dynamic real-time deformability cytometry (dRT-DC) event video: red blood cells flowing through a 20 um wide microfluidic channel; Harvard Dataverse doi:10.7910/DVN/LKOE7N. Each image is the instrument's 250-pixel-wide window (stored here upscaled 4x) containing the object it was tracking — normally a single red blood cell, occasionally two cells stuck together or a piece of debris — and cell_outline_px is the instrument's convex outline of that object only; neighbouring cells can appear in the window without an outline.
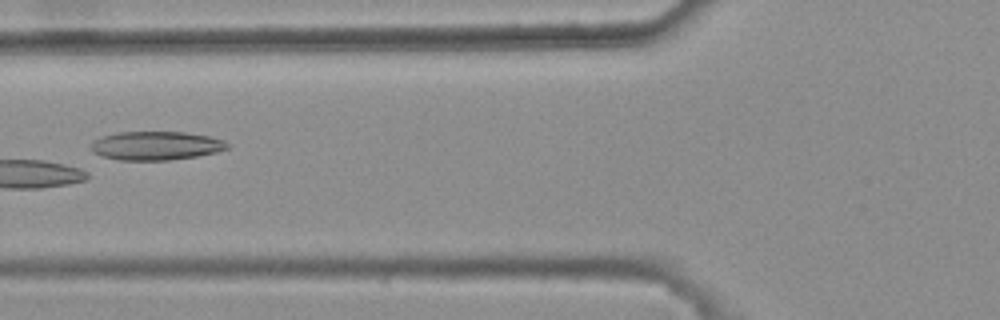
{"species": "common noctule bat (a hibernating species)", "species_latin": "Nyctalus noctula", "temperature_condition": "warm", "stored_images_in_passage": 8, "camera_frame_rate_fps": 3000, "um_per_image_px": 0.085, "animal": {"sex": "female", "body_mass_g": 25.1}, "frame": {"image": 1, "passage_image": 5, "time_ms": 1.333, "image_size_px": [1000, 320], "cell_outline_px": [[228, 148], [216, 152], [196, 156], [168, 160], [120, 160], [100, 156], [92, 152], [88, 148], [92, 140], [100, 136], [116, 132], [184, 132], [208, 136], [224, 140], [228, 144]], "centroid_in_image_um": [13.17, 12.38], "position_along_channel_um": 112.6, "area_um2": 23.0}}
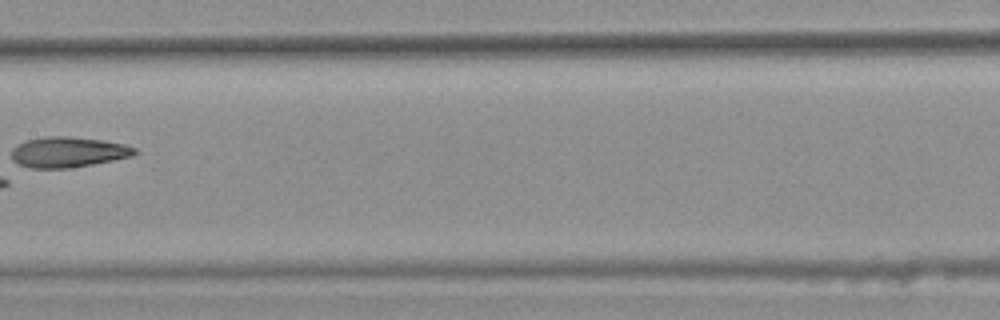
{"frame": {"image": 2, "passage_image": 7, "time_ms": 2.0, "image_size_px": [1000, 320], "cell_outline_px": [[140, 152], [132, 156], [92, 164], [68, 168], [32, 168], [20, 164], [12, 160], [12, 148], [28, 140], [44, 136], [68, 136], [100, 140], [124, 144], [136, 148]], "centroid_in_image_um": [5.81, 12.92], "position_along_channel_um": 201.6, "area_um2": 21.68}}
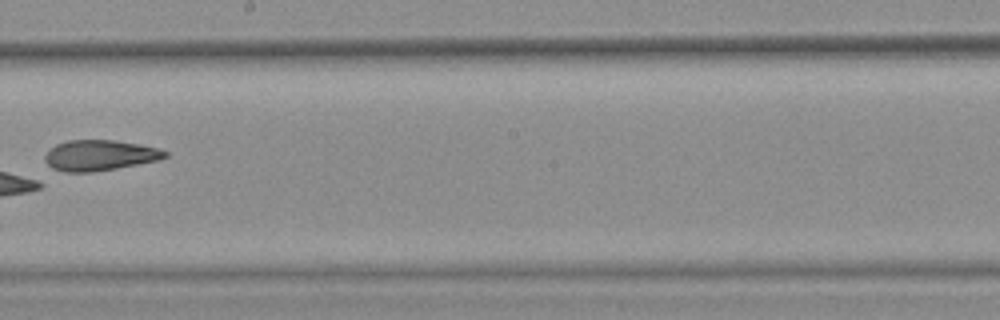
{"frame": {"image": 3, "passage_image": 8, "time_ms": 2.333, "image_size_px": [1000, 320], "cell_outline_px": [[168, 156], [160, 160], [116, 168], [92, 172], [64, 172], [52, 168], [44, 160], [44, 156], [56, 144], [68, 140], [116, 140], [140, 144], [160, 148], [168, 152]], "centroid_in_image_um": [8.51, 13.2], "position_along_channel_um": 239.7, "area_um2": 21.5}}